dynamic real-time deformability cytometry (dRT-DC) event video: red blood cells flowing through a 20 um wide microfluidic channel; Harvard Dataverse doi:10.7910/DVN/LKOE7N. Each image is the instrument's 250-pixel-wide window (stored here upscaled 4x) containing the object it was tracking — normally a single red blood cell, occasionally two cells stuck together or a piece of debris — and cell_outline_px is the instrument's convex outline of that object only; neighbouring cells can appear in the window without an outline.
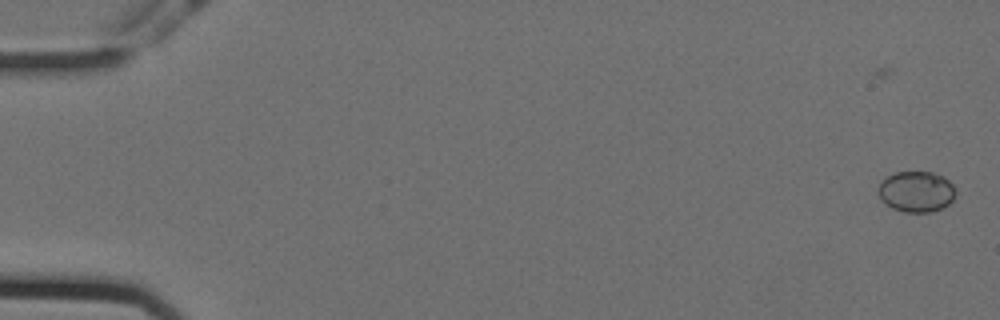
{"species": "Egyptian fruit bat (a non-hibernating species)", "species_latin": "Rousettus aegyptiacus", "temperature_condition": "cold", "stored_images_in_passage": 57, "camera_frame_rate_fps": 3000, "um_per_image_px": 0.085, "animal": {"sex": "female"}, "frame": {"image": 1, "passage_image": 1, "time_ms": 0.0, "image_size_px": [1000, 320], "cell_outline_px": [[956, 196], [948, 204], [932, 212], [904, 212], [892, 208], [880, 200], [880, 184], [888, 176], [896, 172], [932, 172], [944, 176], [952, 184], [956, 192]], "centroid_in_image_um": [77.92, 16.29], "position_along_channel_um": 7.1, "area_um2": 18.26}}
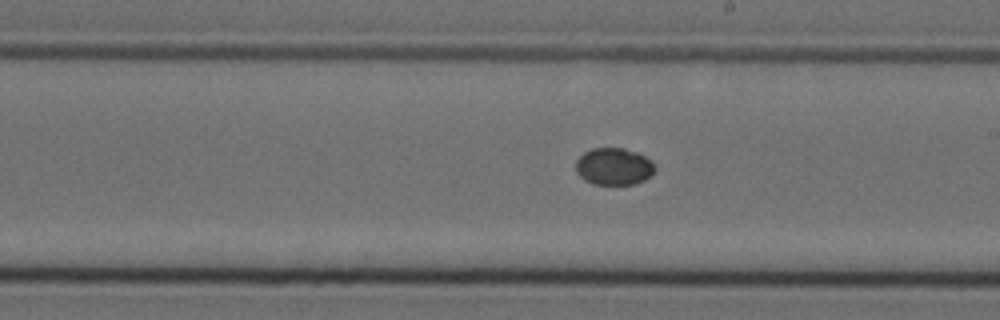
{"frame": {"image": 2, "passage_image": 33, "time_ms": 10.667, "image_size_px": [1000, 320], "cell_outline_px": [[656, 168], [652, 176], [636, 184], [592, 184], [584, 180], [576, 172], [576, 160], [584, 152], [592, 148], [624, 148], [636, 152], [644, 156]], "centroid_in_image_um": [52.16, 14.16], "position_along_channel_um": 236.8, "area_um2": 17.11}}
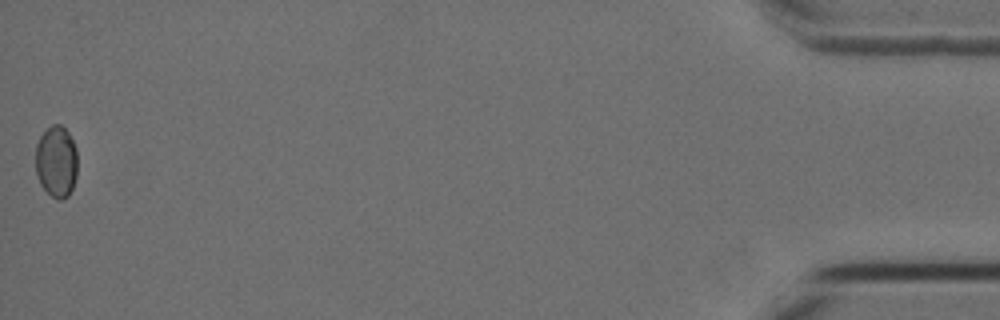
{"frame": {"image": 3, "passage_image": 57, "time_ms": 18.667, "image_size_px": [1000, 320], "cell_outline_px": [[76, 176], [72, 188], [68, 196], [60, 200], [56, 200], [40, 184], [36, 172], [36, 144], [40, 136], [52, 124], [60, 124], [68, 132], [76, 148]], "centroid_in_image_um": [4.78, 13.73], "position_along_channel_um": 430.4, "area_um2": 17.4}}